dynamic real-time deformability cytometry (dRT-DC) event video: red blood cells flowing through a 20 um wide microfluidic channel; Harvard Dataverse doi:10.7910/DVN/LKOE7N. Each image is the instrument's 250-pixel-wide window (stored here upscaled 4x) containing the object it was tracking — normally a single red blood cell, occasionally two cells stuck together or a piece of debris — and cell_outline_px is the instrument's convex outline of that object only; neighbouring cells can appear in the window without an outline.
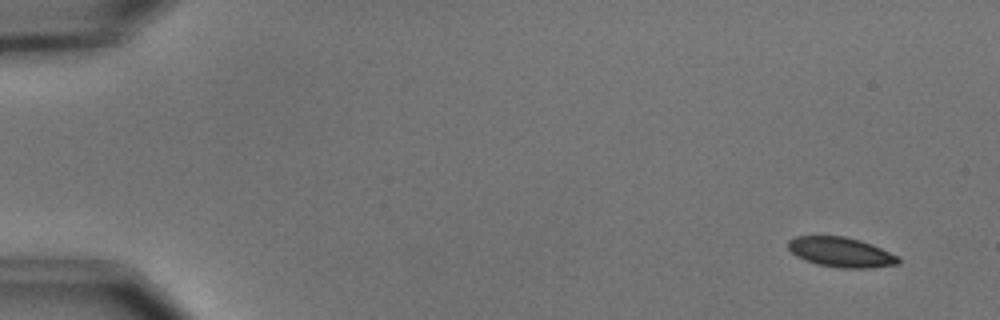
{"species": "common noctule bat (a hibernating species)", "species_latin": "Nyctalus noctula", "temperature_condition": "cold", "stored_images_in_passage": 9, "camera_frame_rate_fps": 3000, "um_per_image_px": 0.085, "animal": {"sex": "male", "body_mass_g": 15.6}, "frame": {"image": 1, "passage_image": 1, "time_ms": 0.0, "image_size_px": [1000, 320], "cell_outline_px": [[900, 264], [872, 268], [840, 268], [816, 264], [804, 260], [796, 256], [788, 248], [788, 240], [796, 236], [844, 236], [860, 240], [872, 244], [900, 256]], "centroid_in_image_um": [71.51, 21.44], "position_along_channel_um": 13.5, "area_um2": 19.42}}
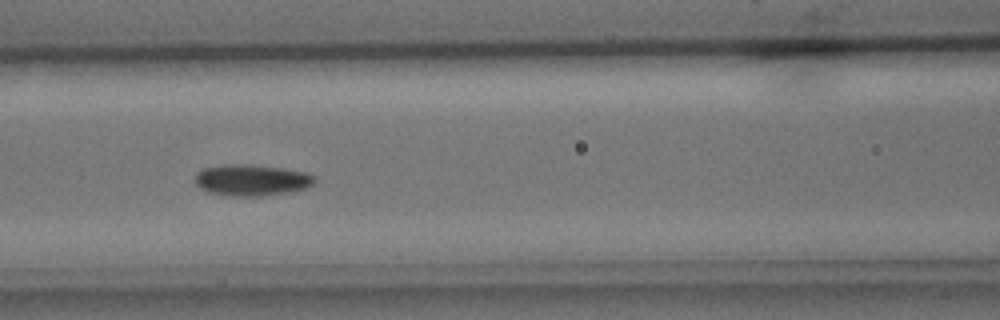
{"frame": {"image": 2, "passage_image": 7, "time_ms": 7.0, "image_size_px": [1000, 320], "cell_outline_px": [[316, 180], [312, 184], [304, 188], [292, 192], [264, 196], [232, 196], [208, 192], [200, 188], [196, 184], [196, 172], [204, 168], [228, 164], [244, 164], [280, 168], [304, 172], [316, 176]], "centroid_in_image_um": [21.39, 15.32], "position_along_channel_um": 145.2, "area_um2": 21.73}}
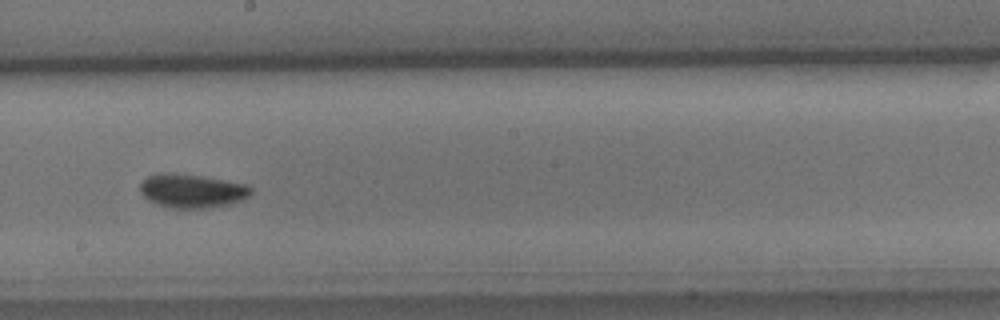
{"frame": {"image": 3, "passage_image": 9, "time_ms": 9.333, "image_size_px": [1000, 320], "cell_outline_px": [[252, 192], [248, 196], [240, 200], [228, 204], [208, 208], [172, 208], [148, 200], [140, 192], [140, 184], [148, 176], [200, 176], [248, 184], [252, 188]], "centroid_in_image_um": [16.39, 16.27], "position_along_channel_um": 231.8, "area_um2": 20.81}}